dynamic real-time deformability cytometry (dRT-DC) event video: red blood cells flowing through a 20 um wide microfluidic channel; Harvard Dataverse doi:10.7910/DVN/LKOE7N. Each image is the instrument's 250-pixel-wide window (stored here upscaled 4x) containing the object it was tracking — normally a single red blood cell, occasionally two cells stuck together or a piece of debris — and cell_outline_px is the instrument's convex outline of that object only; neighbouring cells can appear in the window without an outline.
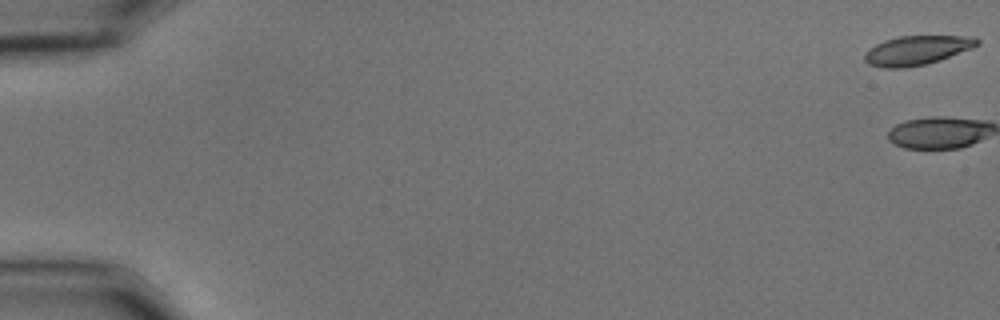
{"species": "common noctule bat (a hibernating species)", "species_latin": "Nyctalus noctula", "temperature_condition": "cold", "stored_images_in_passage": 2, "camera_frame_rate_fps": 3000, "um_per_image_px": 0.085, "animal": {"sex": "male", "body_mass_g": 15.6}, "frame": {"image": 1, "passage_image": 1, "time_ms": 0.0, "image_size_px": [1000, 320], "cell_outline_px": [[980, 44], [972, 48], [940, 60], [924, 64], [904, 68], [884, 68], [868, 64], [864, 60], [864, 52], [868, 48], [884, 40], [900, 36], [972, 36], [980, 40]], "centroid_in_image_um": [77.91, 4.27], "position_along_channel_um": 7.1, "area_um2": 19.25}}